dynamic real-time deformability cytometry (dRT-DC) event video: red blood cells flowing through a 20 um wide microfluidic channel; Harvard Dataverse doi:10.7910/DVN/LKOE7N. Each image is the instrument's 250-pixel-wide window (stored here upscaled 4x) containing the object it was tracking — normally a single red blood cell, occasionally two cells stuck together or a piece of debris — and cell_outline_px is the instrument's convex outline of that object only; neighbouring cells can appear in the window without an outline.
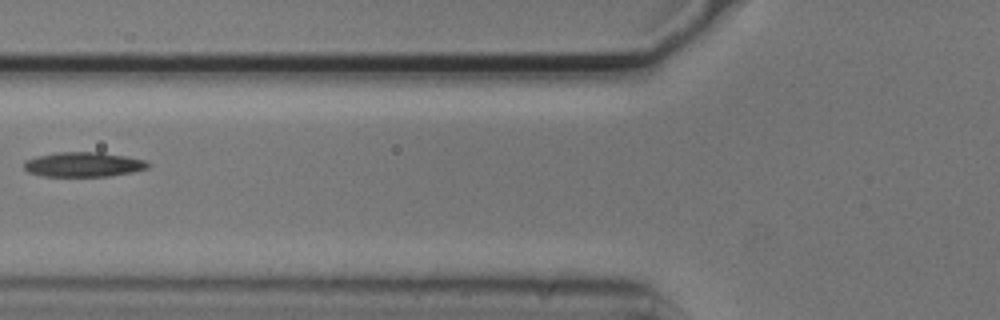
{"species": "common noctule bat (a hibernating species)", "species_latin": "Nyctalus noctula", "temperature_condition": "cold", "stored_images_in_passage": 6, "camera_frame_rate_fps": 3000, "um_per_image_px": 0.085, "animal": {"sex": "male", "body_mass_g": 20.5, "forearm_length_mm": 52.5}, "frame": {"image": 1, "passage_image": 6, "time_ms": 1.667, "image_size_px": [1000, 320], "cell_outline_px": [[152, 164], [148, 168], [132, 172], [108, 176], [40, 176], [28, 172], [24, 168], [24, 160], [36, 156], [56, 152], [100, 152], [124, 156], [144, 160]], "centroid_in_image_um": [7.06, 13.98], "position_along_channel_um": 118.7, "area_um2": 17.92}}